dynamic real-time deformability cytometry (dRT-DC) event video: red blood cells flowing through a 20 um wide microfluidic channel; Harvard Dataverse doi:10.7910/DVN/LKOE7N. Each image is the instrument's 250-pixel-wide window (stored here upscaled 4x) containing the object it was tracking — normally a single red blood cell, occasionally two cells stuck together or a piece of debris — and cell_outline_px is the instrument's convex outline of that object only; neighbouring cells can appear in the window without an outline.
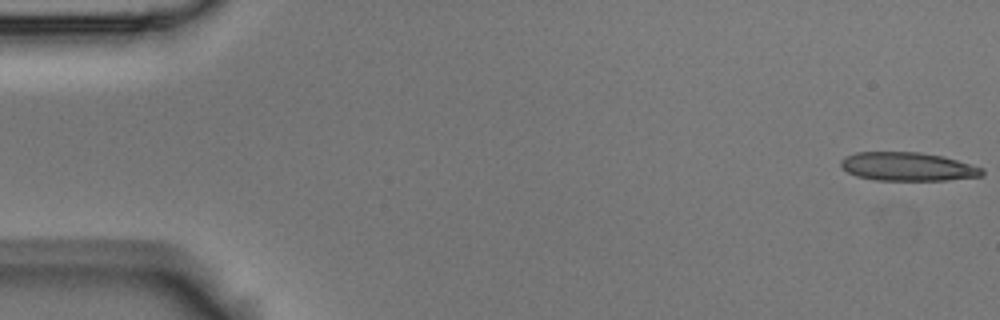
{"species": "Egyptian fruit bat (a non-hibernating species)", "species_latin": "Rousettus aegyptiacus", "temperature_condition": "room temperature", "stored_images_in_passage": 54, "camera_frame_rate_fps": 3000, "um_per_image_px": 0.085, "animal": {"sex": "male"}, "frame": {"image": 1, "passage_image": 1, "time_ms": 0.0, "image_size_px": [1000, 320], "cell_outline_px": [[984, 176], [948, 180], [876, 180], [856, 176], [848, 172], [840, 164], [840, 160], [844, 156], [856, 152], [920, 152], [944, 156], [984, 168]], "centroid_in_image_um": [77.18, 14.16], "position_along_channel_um": 7.8, "area_um2": 23.7}}
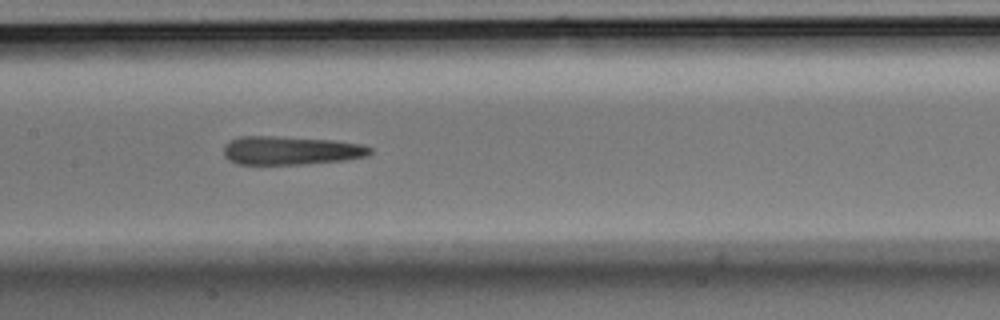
{"frame": {"image": 2, "passage_image": 26, "time_ms": 8.333, "image_size_px": [1000, 320], "cell_outline_px": [[372, 152], [368, 156], [344, 160], [300, 164], [240, 164], [228, 160], [224, 156], [224, 144], [240, 136], [276, 136], [332, 140], [364, 144], [372, 148]], "centroid_in_image_um": [24.73, 12.78], "position_along_channel_um": 182.7, "area_um2": 24.39}}
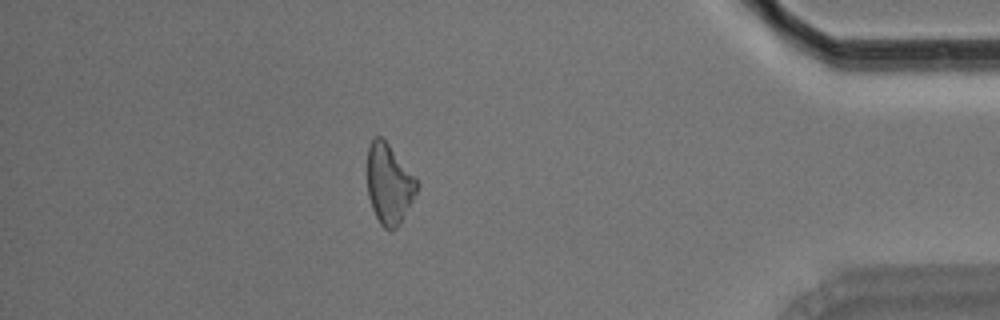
{"frame": {"image": 3, "passage_image": 47, "time_ms": 15.333, "image_size_px": [1000, 320], "cell_outline_px": [[420, 184], [400, 224], [392, 232], [388, 232], [380, 224], [372, 208], [368, 196], [368, 148], [372, 136], [380, 136], [388, 144], [416, 176]], "centroid_in_image_um": [33.08, 15.65], "position_along_channel_um": 402.1, "area_um2": 23.24}, "authors_computed_cell_mechanics": {"area_um2": 24.5939, "velocity_mm_per_s": 3.7278, "shape_relaxation_time_tau1_ms": 7.7057, "shape_relaxation_time_tau2_ms": 4.7732, "deformation_change_tau1": 0.1917, "deformation_change_tau2": 0.2075}}